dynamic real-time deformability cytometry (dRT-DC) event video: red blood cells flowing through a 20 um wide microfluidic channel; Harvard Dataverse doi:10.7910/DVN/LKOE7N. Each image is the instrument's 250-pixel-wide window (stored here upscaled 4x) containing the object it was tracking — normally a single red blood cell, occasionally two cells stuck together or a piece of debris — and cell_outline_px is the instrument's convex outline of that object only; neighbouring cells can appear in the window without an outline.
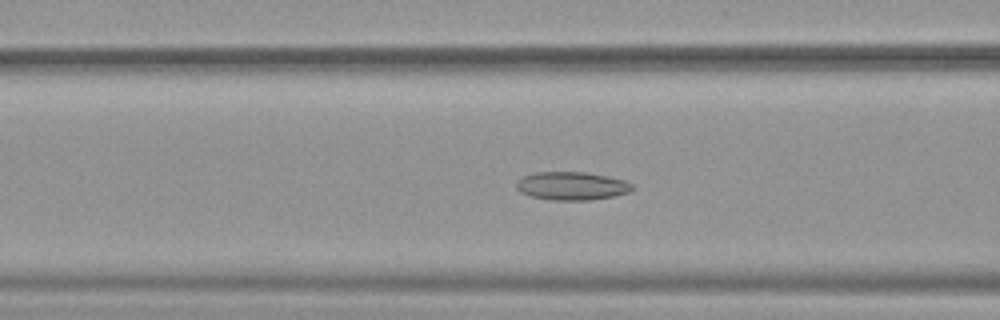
{"species": "common noctule bat (a hibernating species)", "species_latin": "Nyctalus noctula", "temperature_condition": "warm", "stored_images_in_passage": 52, "camera_frame_rate_fps": 3000, "um_per_image_px": 0.085, "animal": {"sex": "female", "body_mass_g": 19.9}, "frame": {"image": 1, "passage_image": 21, "time_ms": 6.667, "image_size_px": [1000, 320], "cell_outline_px": [[636, 188], [628, 192], [616, 196], [588, 200], [552, 200], [532, 196], [520, 192], [516, 188], [516, 184], [524, 176], [536, 172], [588, 172], [624, 180], [632, 184]], "centroid_in_image_um": [48.64, 15.8], "position_along_channel_um": 118.0, "area_um2": 19.02}}
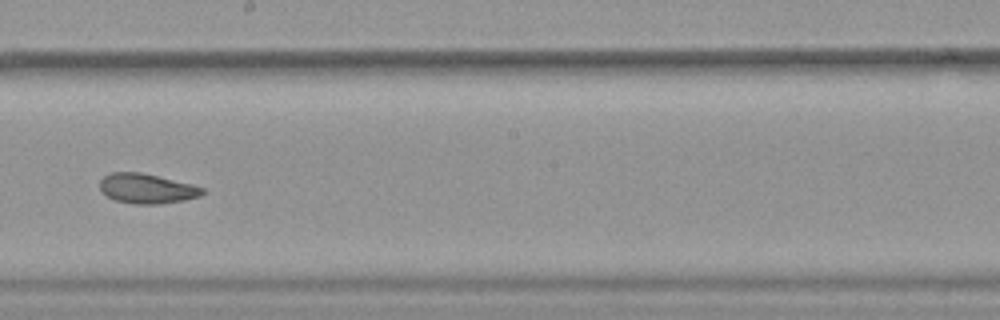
{"frame": {"image": 2, "passage_image": 30, "time_ms": 9.667, "image_size_px": [1000, 320], "cell_outline_px": [[204, 192], [200, 196], [184, 200], [160, 204], [136, 204], [116, 200], [108, 196], [100, 188], [100, 180], [104, 176], [112, 172], [140, 172], [192, 184], [204, 188]], "centroid_in_image_um": [12.49, 16.02], "position_along_channel_um": 235.7, "area_um2": 17.63}}
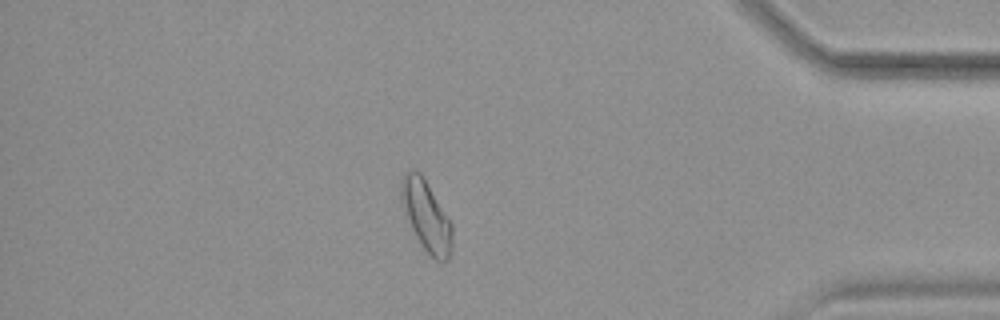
{"frame": {"image": 3, "passage_image": 45, "time_ms": 14.667, "image_size_px": [1000, 320], "cell_outline_px": [[452, 248], [448, 260], [436, 260], [424, 248], [416, 236], [400, 204], [400, 180], [404, 172], [420, 172], [424, 176], [452, 224]], "centroid_in_image_um": [36.22, 18.31], "position_along_channel_um": 399.0, "area_um2": 20.87}, "authors_computed_cell_mechanics": {"area_um2": 20.5479, "velocity_mm_per_s": 3.9411, "shape_relaxation_time_tau1_ms": null, "shape_relaxation_time_tau2_ms": 2.7856, "deformation_change_tau1": null, "deformation_change_tau2": 0.0903}}